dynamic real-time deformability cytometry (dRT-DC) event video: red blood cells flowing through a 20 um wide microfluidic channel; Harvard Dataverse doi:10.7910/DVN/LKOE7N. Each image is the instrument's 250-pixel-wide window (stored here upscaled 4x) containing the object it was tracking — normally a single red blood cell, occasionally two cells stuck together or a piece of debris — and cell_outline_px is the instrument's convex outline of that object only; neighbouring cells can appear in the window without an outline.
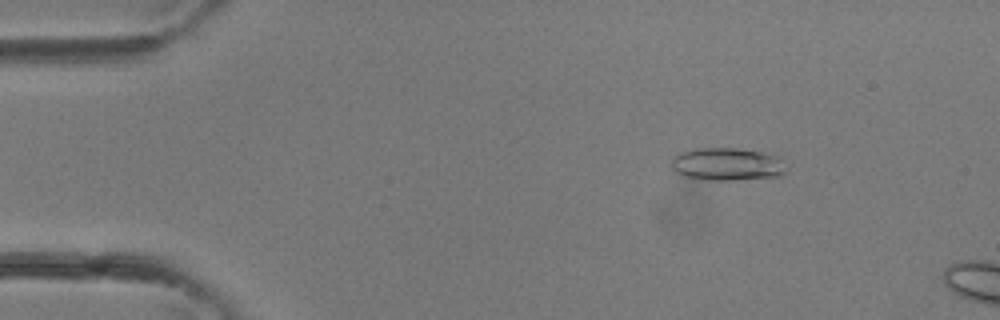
{"species": "common noctule bat (a hibernating species)", "species_latin": "Nyctalus noctula", "temperature_condition": "room temperature", "stored_images_in_passage": 9, "camera_frame_rate_fps": 3000, "um_per_image_px": 0.085, "animal": {"sex": "female"}, "frame": {"image": 1, "passage_image": 6, "time_ms": 1.667, "image_size_px": [1000, 320], "cell_outline_px": [[788, 172], [776, 176], [736, 180], [708, 180], [684, 176], [676, 172], [672, 168], [672, 156], [680, 152], [696, 148], [736, 148], [760, 152], [780, 156]], "centroid_in_image_um": [61.8, 13.95], "position_along_channel_um": 23.2, "area_um2": 22.02}}